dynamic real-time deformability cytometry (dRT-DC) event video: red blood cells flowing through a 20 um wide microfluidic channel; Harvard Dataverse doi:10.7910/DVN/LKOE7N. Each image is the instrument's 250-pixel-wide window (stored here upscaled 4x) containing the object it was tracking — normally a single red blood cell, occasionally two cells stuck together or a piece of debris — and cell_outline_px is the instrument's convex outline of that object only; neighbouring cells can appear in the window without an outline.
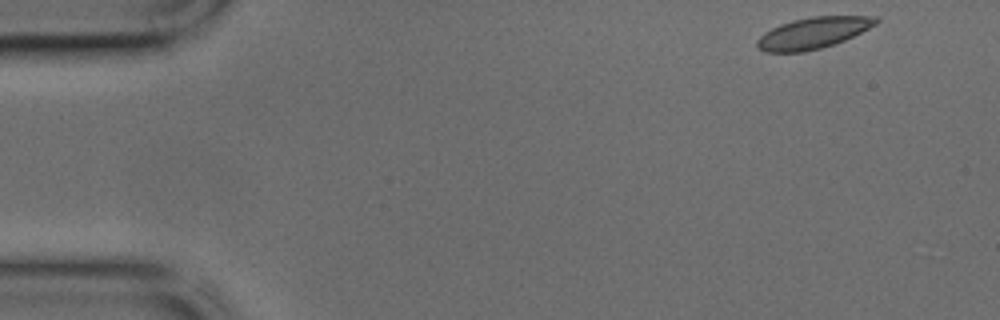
{"species": "common noctule bat (a hibernating species)", "species_latin": "Nyctalus noctula", "temperature_condition": "cold", "stored_images_in_passage": 9, "camera_frame_rate_fps": 3000, "um_per_image_px": 0.085, "animal": {"sex": "male", "body_mass_g": 17.9, "forearm_length_mm": 54.2}, "frame": {"image": 1, "passage_image": 1, "time_ms": 0.0, "image_size_px": [1000, 320], "cell_outline_px": [[880, 20], [876, 24], [844, 40], [820, 48], [804, 52], [764, 52], [756, 48], [756, 40], [764, 32], [780, 24], [792, 20], [812, 16], [876, 16]], "centroid_in_image_um": [69.06, 2.8], "position_along_channel_um": 15.9, "area_um2": 21.62}}